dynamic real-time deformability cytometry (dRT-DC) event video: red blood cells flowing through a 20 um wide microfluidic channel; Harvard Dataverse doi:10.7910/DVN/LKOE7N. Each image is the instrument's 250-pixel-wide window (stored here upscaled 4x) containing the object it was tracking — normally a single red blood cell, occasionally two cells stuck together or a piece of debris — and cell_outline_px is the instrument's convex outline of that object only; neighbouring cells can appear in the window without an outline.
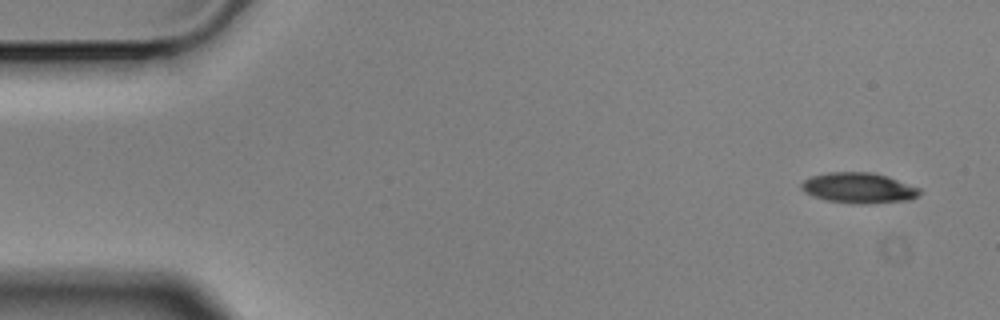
{"species": "Egyptian fruit bat (a non-hibernating species)", "species_latin": "Rousettus aegyptiacus", "temperature_condition": "cold", "stored_images_in_passage": 7, "camera_frame_rate_fps": 3000, "um_per_image_px": 0.085, "animal": {"sex": "male"}, "frame": {"image": 1, "passage_image": 1, "time_ms": 0.0, "image_size_px": [1000, 320], "cell_outline_px": [[920, 192], [916, 196], [908, 200], [868, 204], [856, 204], [828, 200], [812, 196], [804, 192], [800, 188], [800, 184], [804, 180], [812, 176], [828, 172], [872, 172], [888, 176], [920, 188]], "centroid_in_image_um": [72.97, 15.97], "position_along_channel_um": 12.0, "area_um2": 21.04}}
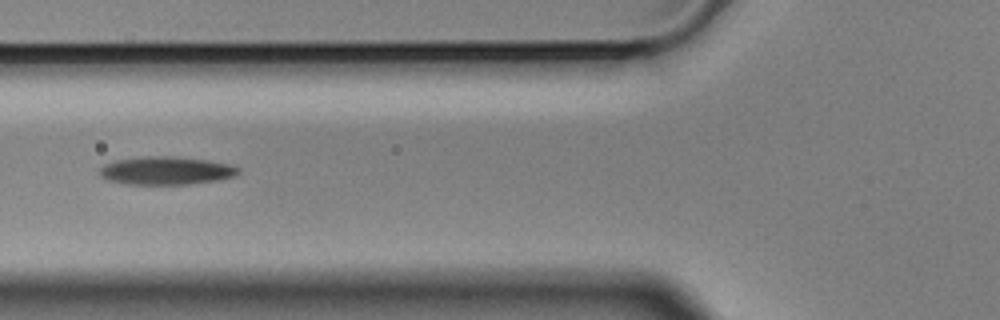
{"frame": {"image": 2, "passage_image": 6, "time_ms": 1.667, "image_size_px": [1000, 320], "cell_outline_px": [[240, 172], [236, 176], [220, 180], [188, 184], [128, 184], [108, 180], [100, 176], [100, 168], [104, 164], [116, 160], [148, 156], [164, 156], [204, 160], [228, 164], [240, 168]], "centroid_in_image_um": [14.13, 14.51], "position_along_channel_um": 111.7, "area_um2": 22.48}}
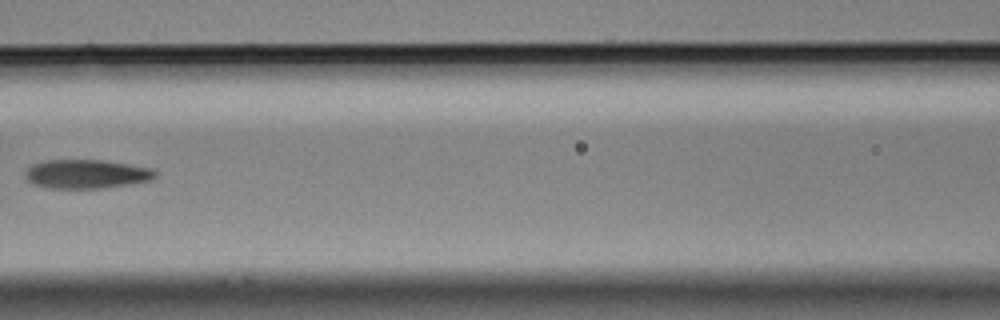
{"frame": {"image": 3, "passage_image": 7, "time_ms": 2.0, "image_size_px": [1000, 320], "cell_outline_px": [[156, 176], [152, 180], [132, 184], [104, 188], [48, 188], [32, 184], [24, 176], [24, 172], [32, 164], [44, 160], [100, 160], [128, 164], [152, 168], [156, 172]], "centroid_in_image_um": [7.33, 14.79], "position_along_channel_um": 159.3, "area_um2": 22.08}}